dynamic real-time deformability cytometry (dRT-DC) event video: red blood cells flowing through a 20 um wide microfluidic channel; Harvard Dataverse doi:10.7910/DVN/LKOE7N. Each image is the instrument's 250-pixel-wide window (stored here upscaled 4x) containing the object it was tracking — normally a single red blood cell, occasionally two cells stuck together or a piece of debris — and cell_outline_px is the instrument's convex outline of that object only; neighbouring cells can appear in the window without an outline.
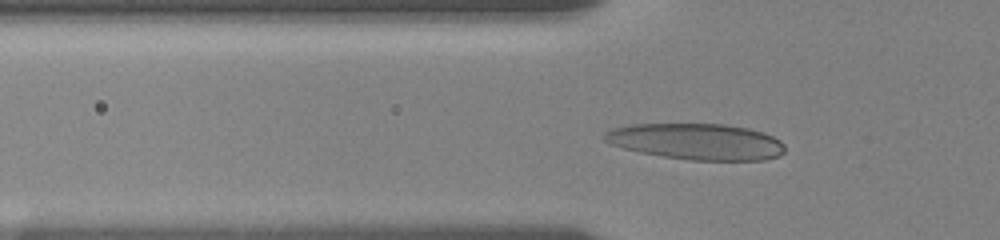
{"species": "human", "species_latin": "Homo sapiens", "temperature_condition": "room temperature", "stored_images_in_passage": 54, "camera_frame_rate_fps": 3000, "um_per_image_px": 0.085, "donor": {"sex": "female"}, "frame": {"image": 1, "passage_image": 16, "time_ms": 5.0, "image_size_px": [1000, 240], "cell_outline_px": [[784, 152], [780, 156], [764, 160], [688, 160], [640, 152], [608, 144], [604, 140], [604, 132], [612, 128], [628, 124], [724, 124], [748, 128], [764, 132], [780, 140], [784, 144]], "centroid_in_image_um": [59.2, 12.03], "position_along_channel_um": 66.6, "area_um2": 38.21}}
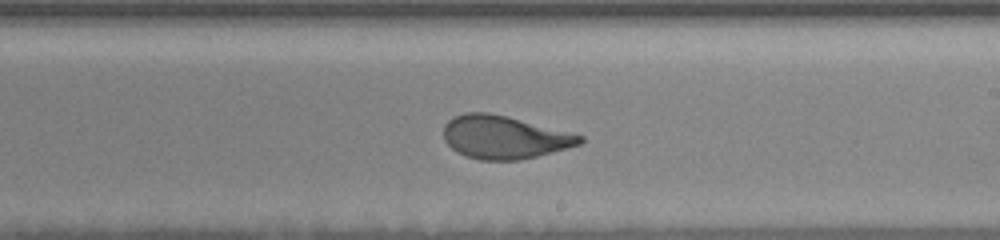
{"frame": {"image": 2, "passage_image": 31, "time_ms": 10.0, "image_size_px": [1000, 240], "cell_outline_px": [[584, 140], [580, 144], [536, 156], [520, 160], [480, 160], [464, 156], [456, 152], [444, 140], [444, 124], [448, 120], [464, 112], [488, 112], [584, 136]], "centroid_in_image_um": [42.8, 11.67], "position_along_channel_um": 246.2, "area_um2": 33.76}}
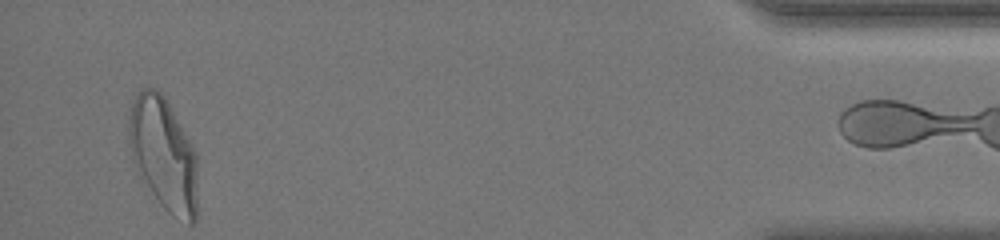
{"frame": {"image": 3, "passage_image": 51, "time_ms": 16.667, "image_size_px": [1000, 240], "cell_outline_px": [[196, 220], [192, 224], [188, 224], [172, 216], [160, 204], [152, 192], [132, 156], [128, 144], [128, 116], [132, 104], [136, 96], [144, 88], [156, 88], [164, 96], [196, 152]], "centroid_in_image_um": [13.9, 13.1], "position_along_channel_um": 421.3, "area_um2": 44.45}, "authors_computed_cell_mechanics": {"area_um2": 34.969, "velocity_mm_per_s": 3.6124, "shape_relaxation_time_tau1_ms": 4.9612, "shape_relaxation_time_tau2_ms": 0.9689, "deformation_change_tau1": 0.1961, "deformation_change_tau2": 0.0745}}